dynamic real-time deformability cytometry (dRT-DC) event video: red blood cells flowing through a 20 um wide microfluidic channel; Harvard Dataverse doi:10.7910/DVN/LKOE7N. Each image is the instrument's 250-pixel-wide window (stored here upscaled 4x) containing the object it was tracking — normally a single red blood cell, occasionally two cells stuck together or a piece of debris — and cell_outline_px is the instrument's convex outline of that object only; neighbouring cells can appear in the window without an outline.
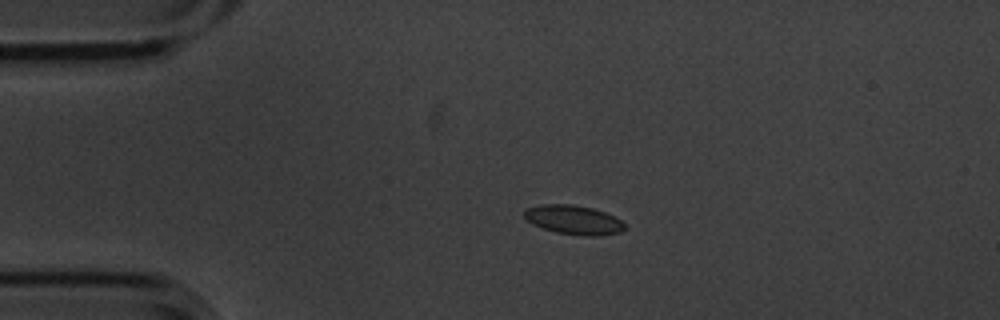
{"species": "common noctule bat (a hibernating species)", "species_latin": "Nyctalus noctula", "temperature_condition": "cold", "stored_images_in_passage": 4, "camera_frame_rate_fps": 3000, "um_per_image_px": 0.085, "animal": {"sex": "male", "body_mass_g": 20.1, "forearm_length_mm": 53.5}, "frame": {"image": 1, "passage_image": 3, "time_ms": 0.667, "image_size_px": [1000, 320], "cell_outline_px": [[624, 228], [620, 232], [600, 236], [584, 236], [556, 232], [532, 224], [524, 216], [524, 208], [544, 204], [572, 204], [592, 208], [616, 216], [624, 224]], "centroid_in_image_um": [48.76, 18.68], "position_along_channel_um": 36.2, "area_um2": 17.05}}